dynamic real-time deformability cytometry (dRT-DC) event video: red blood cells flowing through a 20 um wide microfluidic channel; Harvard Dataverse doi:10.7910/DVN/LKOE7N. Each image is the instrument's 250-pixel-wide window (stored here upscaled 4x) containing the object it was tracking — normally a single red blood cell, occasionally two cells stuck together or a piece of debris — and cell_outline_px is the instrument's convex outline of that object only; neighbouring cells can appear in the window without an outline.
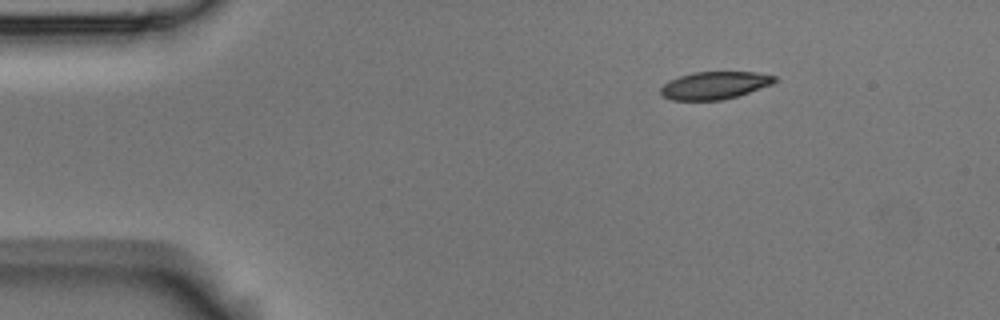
{"species": "Egyptian fruit bat (a non-hibernating species)", "species_latin": "Rousettus aegyptiacus", "temperature_condition": "room temperature", "stored_images_in_passage": 2, "camera_frame_rate_fps": 3000, "um_per_image_px": 0.085, "animal": {"sex": "male"}, "frame": {"image": 1, "passage_image": 1, "time_ms": 0.0, "image_size_px": [1000, 320], "cell_outline_px": [[776, 80], [772, 84], [736, 96], [720, 100], [672, 100], [664, 96], [660, 92], [660, 88], [668, 80], [692, 72], [756, 72], [776, 76]], "centroid_in_image_um": [60.71, 7.25], "position_along_channel_um": 24.3, "area_um2": 18.15}}